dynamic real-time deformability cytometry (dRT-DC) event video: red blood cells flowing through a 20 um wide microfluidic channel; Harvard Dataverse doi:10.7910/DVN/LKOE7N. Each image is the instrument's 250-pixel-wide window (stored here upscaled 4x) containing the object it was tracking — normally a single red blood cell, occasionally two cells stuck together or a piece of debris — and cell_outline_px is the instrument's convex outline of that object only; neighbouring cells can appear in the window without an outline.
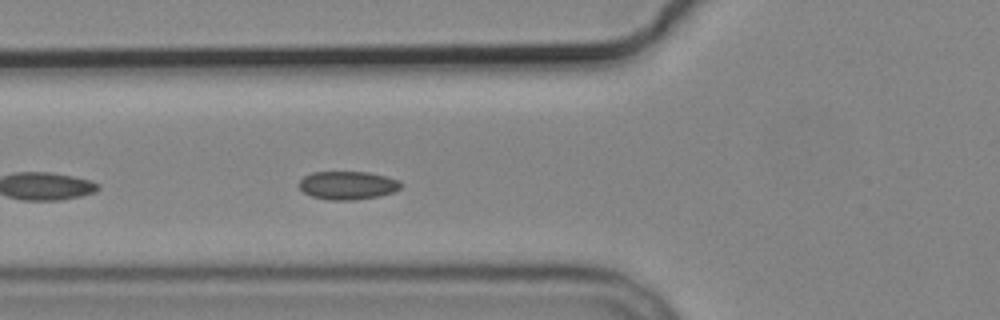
{"species": "common noctule bat (a hibernating species)", "species_latin": "Nyctalus noctula", "temperature_condition": "cold", "stored_images_in_passage": 5, "segment_of_instrument_passage": [2, 2], "camera_frame_rate_fps": 3000, "um_per_image_px": 0.085, "animal": {"sex": "male", "body_mass_g": 19.2, "forearm_length_mm": 51.8}, "frame": {"image": 1, "passage_image": 5, "time_ms": 6.0, "image_size_px": [1000, 320], "cell_outline_px": [[404, 184], [400, 188], [392, 192], [376, 196], [352, 200], [332, 200], [312, 196], [304, 192], [300, 188], [300, 180], [304, 176], [312, 172], [368, 172], [400, 180]], "centroid_in_image_um": [29.56, 15.74], "position_along_channel_um": 96.2, "area_um2": 16.59}}